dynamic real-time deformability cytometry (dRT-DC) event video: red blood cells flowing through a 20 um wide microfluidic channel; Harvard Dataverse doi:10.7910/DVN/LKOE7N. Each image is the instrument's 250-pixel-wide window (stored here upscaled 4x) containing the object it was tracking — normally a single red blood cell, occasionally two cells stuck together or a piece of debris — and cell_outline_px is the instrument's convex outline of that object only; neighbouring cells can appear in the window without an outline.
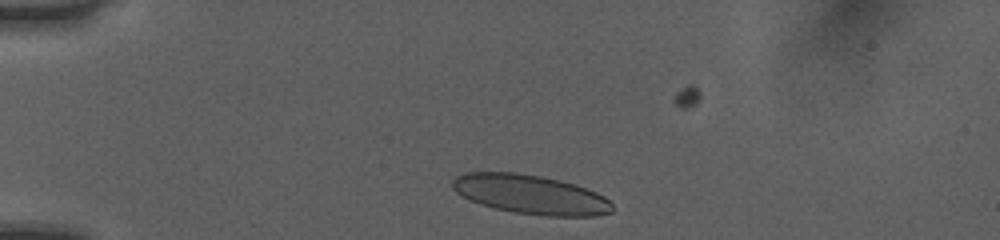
{"species": "human", "species_latin": "Homo sapiens", "temperature_condition": "room temperature", "stored_images_in_passage": 40, "camera_frame_rate_fps": 3000, "um_per_image_px": 0.085, "donor": {"sex": "female"}, "frame": {"image": 1, "passage_image": 5, "time_ms": 1.333, "image_size_px": [1000, 240], "cell_outline_px": [[612, 212], [596, 216], [548, 216], [516, 212], [496, 208], [480, 204], [456, 192], [452, 188], [452, 180], [456, 176], [464, 172], [516, 172], [540, 176], [560, 180], [596, 192], [604, 196], [612, 204]], "centroid_in_image_um": [45.08, 16.52], "position_along_channel_um": 39.9, "area_um2": 36.24}}
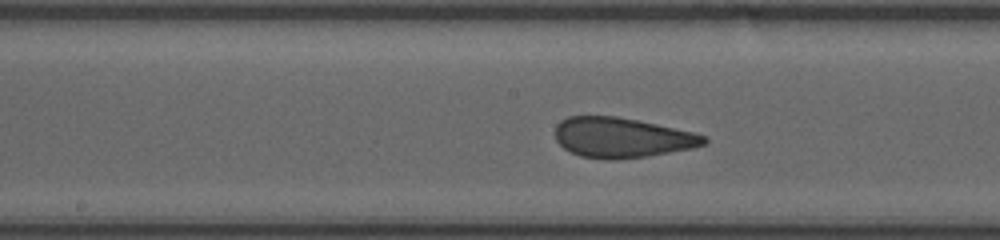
{"frame": {"image": 2, "passage_image": 20, "time_ms": 6.333, "image_size_px": [1000, 240], "cell_outline_px": [[708, 140], [704, 144], [692, 148], [648, 156], [616, 160], [604, 160], [580, 156], [564, 148], [556, 140], [556, 124], [560, 120], [568, 116], [616, 116], [656, 124], [692, 132], [704, 136]], "centroid_in_image_um": [52.82, 11.7], "position_along_channel_um": 195.4, "area_um2": 34.62}}
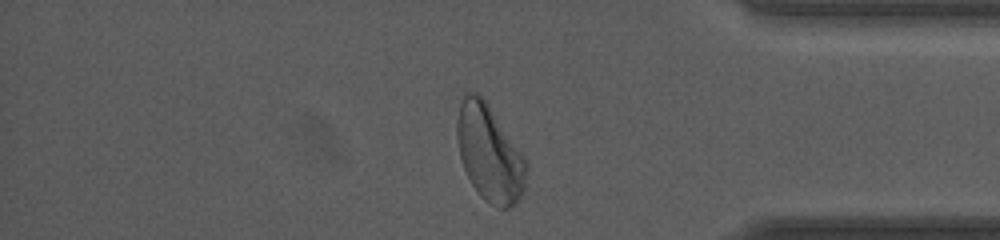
{"frame": {"image": 3, "passage_image": 36, "time_ms": 11.667, "image_size_px": [1000, 240], "cell_outline_px": [[528, 168], [524, 188], [520, 196], [508, 208], [500, 208], [484, 200], [480, 196], [472, 184], [464, 168], [460, 156], [456, 136], [456, 120], [460, 104], [464, 96], [468, 92], [476, 92], [484, 100], [528, 160]], "centroid_in_image_um": [41.61, 13.03], "position_along_channel_um": 393.6, "area_um2": 38.55}}